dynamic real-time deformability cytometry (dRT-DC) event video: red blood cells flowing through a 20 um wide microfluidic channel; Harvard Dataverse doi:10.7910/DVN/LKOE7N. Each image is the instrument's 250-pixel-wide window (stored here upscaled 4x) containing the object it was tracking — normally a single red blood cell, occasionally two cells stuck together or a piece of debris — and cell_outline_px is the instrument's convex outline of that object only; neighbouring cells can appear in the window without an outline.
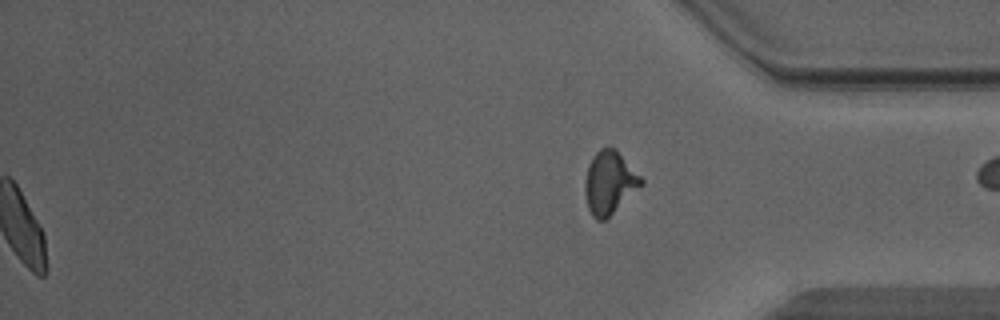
{"species": "Egyptian fruit bat (a non-hibernating species)", "species_latin": "Rousettus aegyptiacus", "temperature_condition": "warm", "stored_images_in_passage": 45, "segment_of_instrument_passage": [2, 2], "camera_frame_rate_fps": 3000, "um_per_image_px": 0.085, "animal": {"sex": "male"}, "frame": {"image": 1, "passage_image": 45, "time_ms": 14.667, "image_size_px": [1000, 320], "cell_outline_px": [[644, 184], [604, 220], [596, 220], [592, 216], [588, 208], [584, 192], [584, 180], [588, 164], [592, 156], [600, 148], [608, 144], [616, 148], [644, 180]], "centroid_in_image_um": [51.79, 15.47], "position_along_channel_um": 383.4, "area_um2": 20.87}}